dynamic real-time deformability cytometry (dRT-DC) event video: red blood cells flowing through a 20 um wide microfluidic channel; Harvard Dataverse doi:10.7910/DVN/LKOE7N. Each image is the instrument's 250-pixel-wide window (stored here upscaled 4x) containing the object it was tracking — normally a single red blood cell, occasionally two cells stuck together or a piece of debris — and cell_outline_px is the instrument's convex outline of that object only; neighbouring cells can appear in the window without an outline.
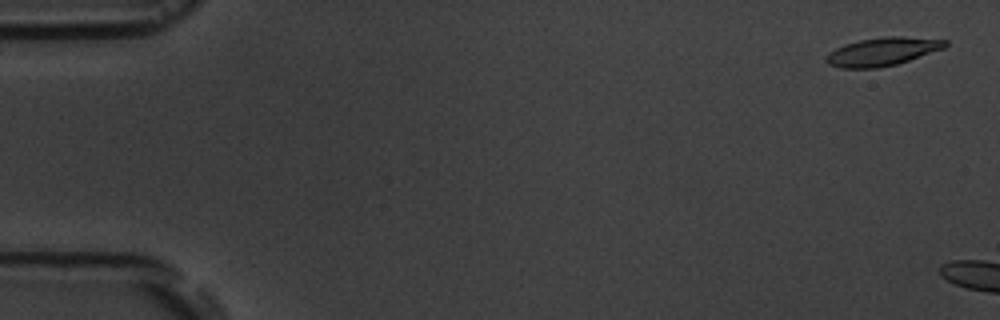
{"species": "common noctule bat (a hibernating species)", "species_latin": "Nyctalus noctula", "temperature_condition": "room temperature", "stored_images_in_passage": 3, "camera_frame_rate_fps": 3000, "um_per_image_px": 0.085, "animal": {"sex": "male", "body_mass_g": 19.5, "forearm_length_mm": 54.6}, "frame": {"image": 1, "passage_image": 1, "time_ms": 0.0, "image_size_px": [1000, 320], "cell_outline_px": [[948, 44], [944, 48], [896, 64], [876, 68], [840, 68], [828, 64], [824, 60], [836, 48], [844, 44], [860, 40], [884, 36], [900, 36], [948, 40]], "centroid_in_image_um": [75.01, 4.38], "position_along_channel_um": 10.0, "area_um2": 19.36}}